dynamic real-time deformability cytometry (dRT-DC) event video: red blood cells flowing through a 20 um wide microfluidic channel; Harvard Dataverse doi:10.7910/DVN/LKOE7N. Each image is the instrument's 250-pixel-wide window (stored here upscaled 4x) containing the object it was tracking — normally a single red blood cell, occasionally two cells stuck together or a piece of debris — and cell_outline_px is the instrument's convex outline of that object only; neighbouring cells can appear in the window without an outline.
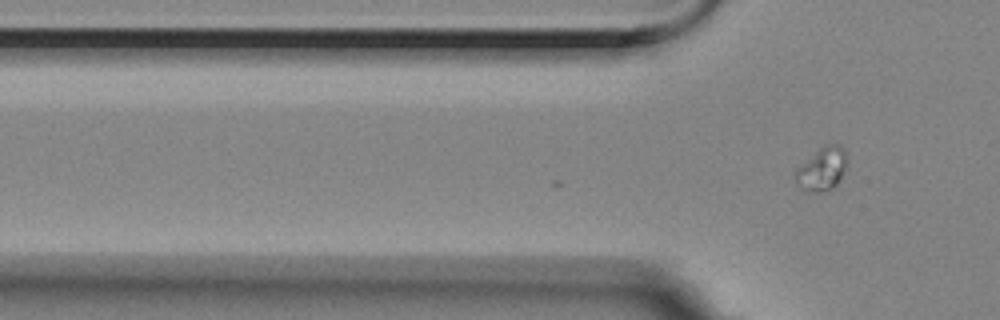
{"species": "Egyptian fruit bat (a non-hibernating species)", "species_latin": "Rousettus aegyptiacus", "temperature_condition": "room temperature", "stored_images_in_passage": 2, "camera_frame_rate_fps": 3000, "um_per_image_px": 0.085, "animal": {"sex": "female"}, "frame": {"image": 1, "passage_image": 2, "time_ms": 0.333, "image_size_px": [1000, 320], "cell_outline_px": [[848, 160], [836, 184], [832, 188], [820, 192], [804, 192], [796, 184], [792, 176], [792, 172], [796, 168], [824, 144], [840, 144], [844, 148]], "centroid_in_image_um": [69.8, 14.36], "position_along_channel_um": 56.0, "area_um2": 13.24}}